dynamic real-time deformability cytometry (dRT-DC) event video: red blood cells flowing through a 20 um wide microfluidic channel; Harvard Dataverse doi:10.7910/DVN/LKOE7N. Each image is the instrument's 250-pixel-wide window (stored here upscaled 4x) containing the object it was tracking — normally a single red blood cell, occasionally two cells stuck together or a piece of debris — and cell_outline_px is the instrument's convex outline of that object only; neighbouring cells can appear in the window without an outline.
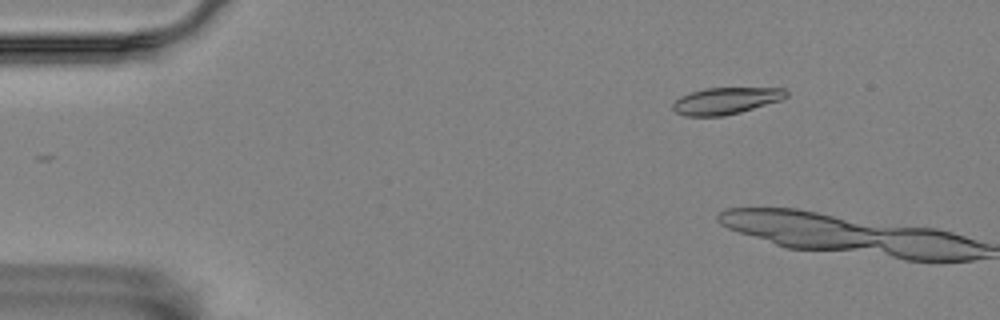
{"species": "Egyptian fruit bat (a non-hibernating species)", "species_latin": "Rousettus aegyptiacus", "temperature_condition": "room temperature", "stored_images_in_passage": 6, "camera_frame_rate_fps": 3000, "um_per_image_px": 0.085, "animal": {"sex": "female"}, "frame": {"image": 1, "passage_image": 4, "time_ms": 1.0, "image_size_px": [1000, 320], "cell_outline_px": [[788, 96], [780, 100], [740, 112], [724, 116], [684, 116], [676, 112], [672, 108], [672, 104], [680, 96], [704, 88], [784, 88], [788, 92]], "centroid_in_image_um": [61.68, 8.56], "position_along_channel_um": 23.3, "area_um2": 17.57}}